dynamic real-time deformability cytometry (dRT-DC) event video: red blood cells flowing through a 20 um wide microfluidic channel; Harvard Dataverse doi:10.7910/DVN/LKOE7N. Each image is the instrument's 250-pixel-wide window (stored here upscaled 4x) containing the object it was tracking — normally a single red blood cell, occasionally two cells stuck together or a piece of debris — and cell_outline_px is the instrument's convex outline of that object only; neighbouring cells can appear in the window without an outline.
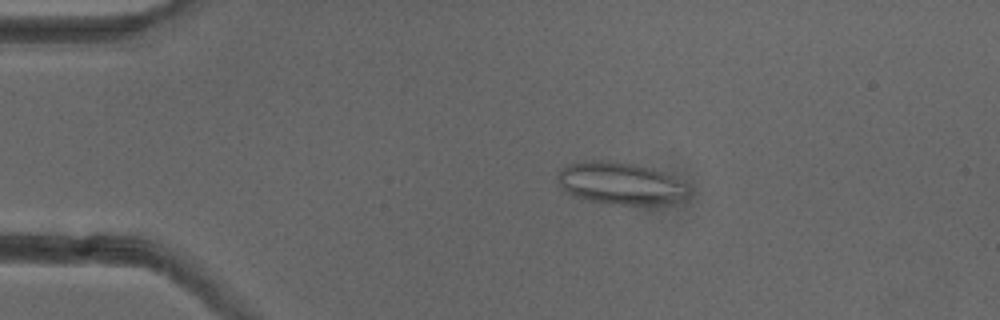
{"species": "common noctule bat (a hibernating species)", "species_latin": "Nyctalus noctula", "temperature_condition": "cold", "stored_images_in_passage": 51, "camera_frame_rate_fps": 3000, "um_per_image_px": 0.085, "animal": {"sex": "female"}, "frame": {"image": 1, "passage_image": 10, "time_ms": 3.0, "image_size_px": [1000, 320], "cell_outline_px": [[688, 196], [684, 200], [664, 204], [608, 204], [588, 200], [572, 196], [564, 192], [556, 180], [556, 172], [560, 168], [568, 164], [584, 160], [604, 160], [632, 164], [652, 168], [664, 172], [688, 184]], "centroid_in_image_um": [52.7, 15.58], "position_along_channel_um": 32.3, "area_um2": 32.77}}
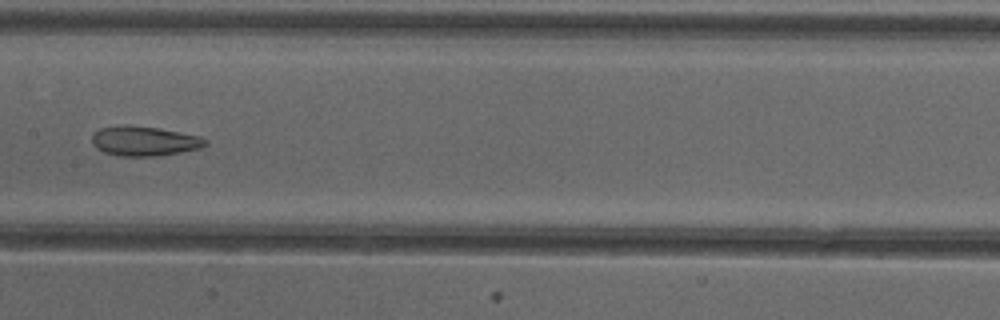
{"frame": {"image": 2, "passage_image": 26, "time_ms": 8.333, "image_size_px": [1000, 320], "cell_outline_px": [[208, 144], [200, 148], [180, 152], [156, 156], [120, 156], [104, 152], [96, 148], [92, 144], [92, 132], [100, 128], [124, 124], [128, 124], [160, 128], [200, 136], [208, 140]], "centroid_in_image_um": [12.24, 11.97], "position_along_channel_um": 195.2, "area_um2": 19.88}}
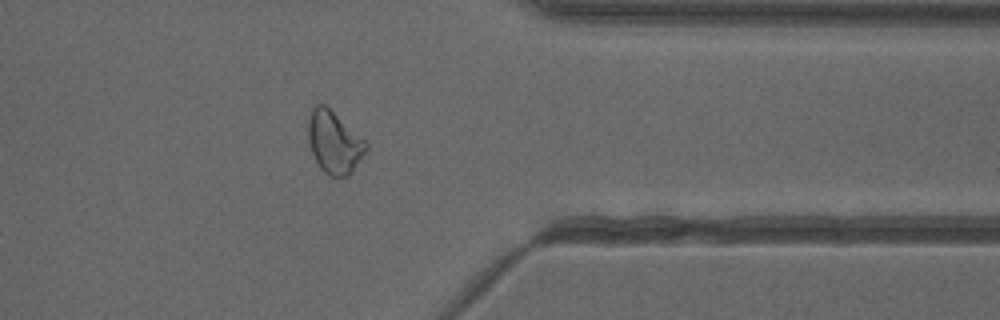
{"frame": {"image": 3, "passage_image": 41, "time_ms": 13.333, "image_size_px": [1000, 320], "cell_outline_px": [[368, 148], [352, 172], [348, 176], [332, 176], [324, 172], [320, 168], [308, 144], [308, 116], [312, 108], [316, 104], [324, 104], [364, 140], [368, 144]], "centroid_in_image_um": [28.38, 12.1], "position_along_channel_um": 383.0, "area_um2": 20.69}, "authors_computed_cell_mechanics": {"area_um2": 22.6576, "velocity_mm_per_s": 3.9791, "shape_relaxation_time_tau1_ms": null, "shape_relaxation_time_tau2_ms": 2.8772, "deformation_change_tau1": null, "deformation_change_tau2": 0.1065}}